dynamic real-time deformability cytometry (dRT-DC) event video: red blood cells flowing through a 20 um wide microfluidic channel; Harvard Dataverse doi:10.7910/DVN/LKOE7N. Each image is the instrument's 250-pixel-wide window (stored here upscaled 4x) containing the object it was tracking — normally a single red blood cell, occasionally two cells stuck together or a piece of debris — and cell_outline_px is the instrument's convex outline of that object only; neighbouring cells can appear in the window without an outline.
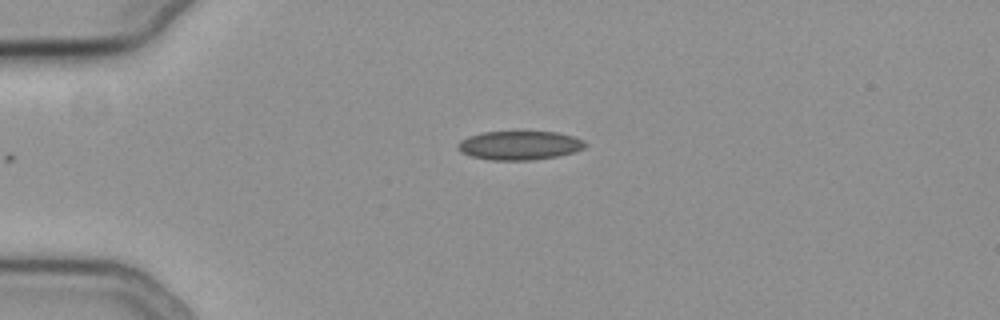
{"species": "common noctule bat (a hibernating species)", "species_latin": "Nyctalus noctula", "temperature_condition": "cold", "stored_images_in_passage": 35, "camera_frame_rate_fps": 3000, "um_per_image_px": 0.085, "animal": {"sex": "female", "body_mass_g": 19.3, "forearm_length_mm": 54.1}, "frame": {"image": 1, "passage_image": 1, "time_ms": 0.0, "image_size_px": [1000, 320], "cell_outline_px": [[588, 144], [584, 148], [560, 156], [532, 160], [492, 160], [472, 156], [460, 152], [460, 140], [468, 136], [484, 132], [556, 132], [572, 136], [584, 140]], "centroid_in_image_um": [44.2, 12.36], "position_along_channel_um": 40.8, "area_um2": 21.27}}
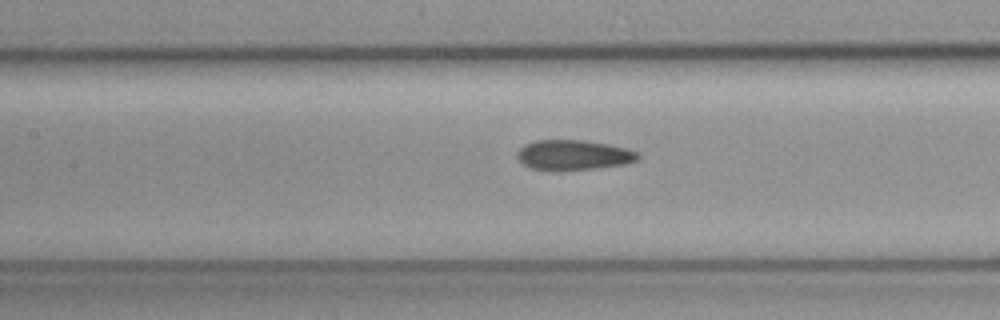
{"frame": {"image": 2, "passage_image": 13, "time_ms": 4.0, "image_size_px": [1000, 320], "cell_outline_px": [[640, 156], [636, 160], [624, 164], [596, 168], [560, 172], [552, 172], [528, 168], [516, 156], [516, 152], [524, 144], [536, 140], [584, 140], [608, 144], [628, 148], [636, 152]], "centroid_in_image_um": [48.69, 13.2], "position_along_channel_um": 158.7, "area_um2": 21.62}}
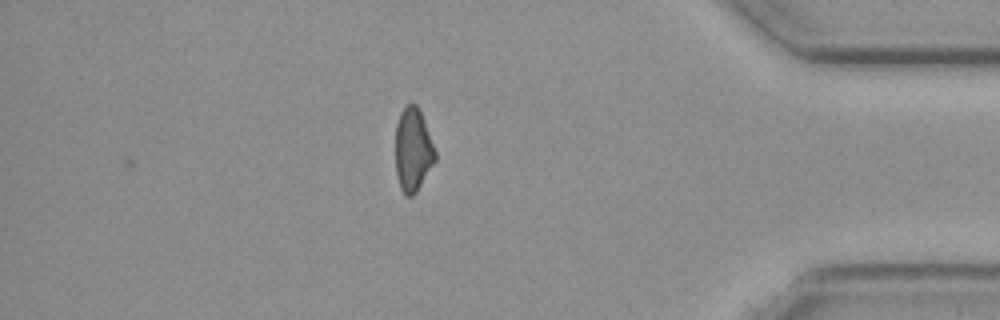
{"frame": {"image": 3, "passage_image": 35, "time_ms": 11.333, "image_size_px": [1000, 320], "cell_outline_px": [[436, 160], [416, 192], [412, 196], [404, 196], [400, 188], [396, 172], [396, 124], [400, 112], [408, 104], [416, 104], [420, 108], [436, 152]], "centroid_in_image_um": [35.1, 12.73], "position_along_channel_um": 400.1, "area_um2": 19.36}, "authors_computed_cell_mechanics": {"area_um2": 21.0392, "velocity_mm_per_s": 3.774, "shape_relaxation_time_tau1_ms": null, "shape_relaxation_time_tau2_ms": 3.1188, "deformation_change_tau1": null, "deformation_change_tau2": 0.1024}}